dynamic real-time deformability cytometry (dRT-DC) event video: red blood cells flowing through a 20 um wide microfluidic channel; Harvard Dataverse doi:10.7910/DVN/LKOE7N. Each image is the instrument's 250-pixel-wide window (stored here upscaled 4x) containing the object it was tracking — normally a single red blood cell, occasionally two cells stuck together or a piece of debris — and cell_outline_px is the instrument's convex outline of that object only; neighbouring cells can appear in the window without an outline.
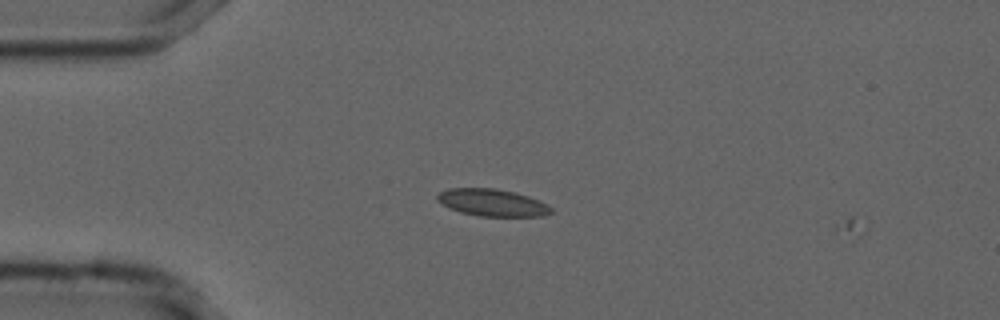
{"species": "common noctule bat (a hibernating species)", "species_latin": "Nyctalus noctula", "temperature_condition": "cold", "stored_images_in_passage": 5, "camera_frame_rate_fps": 3000, "um_per_image_px": 0.085, "animal": {"sex": "male", "forearm_length_mm": 52.5}, "frame": {"image": 1, "passage_image": 4, "time_ms": 1.0, "image_size_px": [1000, 320], "cell_outline_px": [[552, 212], [544, 216], [480, 216], [460, 212], [448, 208], [436, 200], [436, 196], [440, 192], [448, 188], [492, 188], [516, 192], [528, 196], [548, 204], [552, 208]], "centroid_in_image_um": [41.83, 17.22], "position_along_channel_um": 43.2, "area_um2": 18.09}}